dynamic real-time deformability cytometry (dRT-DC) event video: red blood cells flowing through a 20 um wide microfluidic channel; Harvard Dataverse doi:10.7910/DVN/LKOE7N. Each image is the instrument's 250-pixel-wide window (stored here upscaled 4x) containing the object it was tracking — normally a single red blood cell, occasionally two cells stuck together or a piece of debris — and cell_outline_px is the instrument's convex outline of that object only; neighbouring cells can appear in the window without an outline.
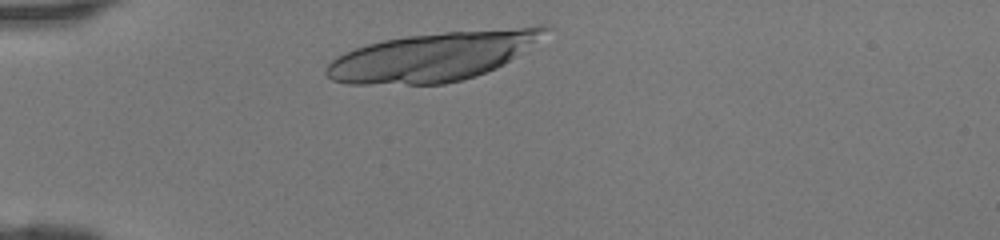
{"species": "human", "species_latin": "Homo sapiens", "temperature_condition": "room temperature", "stored_images_in_passage": 9, "camera_frame_rate_fps": 3000, "um_per_image_px": 0.085, "donor": {"sex": "female"}, "frame": {"image": 1, "passage_image": 1, "time_ms": 0.0, "image_size_px": [1000, 240], "cell_outline_px": [[552, 28], [504, 64], [496, 68], [476, 76], [444, 84], [348, 84], [332, 80], [324, 72], [328, 64], [336, 56], [344, 52], [368, 44], [384, 40], [408, 36], [444, 32], [540, 24], [548, 24]], "centroid_in_image_um": [36.81, 4.79], "position_along_channel_um": 48.2, "area_um2": 62.08}}